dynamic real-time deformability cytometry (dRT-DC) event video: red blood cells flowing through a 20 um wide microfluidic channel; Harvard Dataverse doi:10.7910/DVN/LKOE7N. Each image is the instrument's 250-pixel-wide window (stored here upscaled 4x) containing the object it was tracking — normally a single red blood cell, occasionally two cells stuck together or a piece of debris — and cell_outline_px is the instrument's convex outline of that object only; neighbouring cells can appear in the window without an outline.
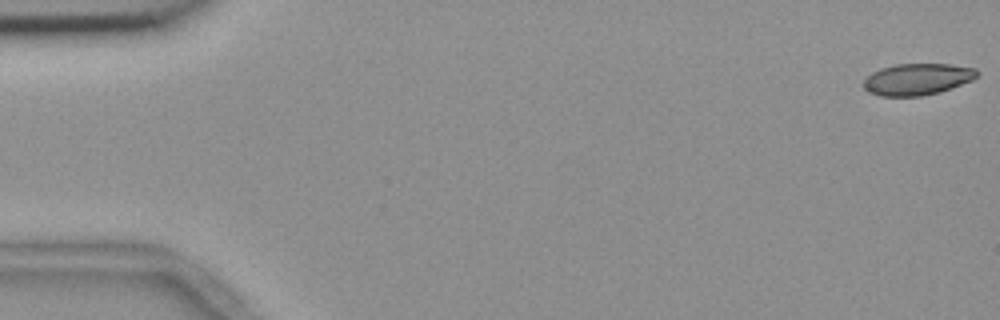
{"species": "common noctule bat (a hibernating species)", "species_latin": "Nyctalus noctula", "temperature_condition": "room temperature", "stored_images_in_passage": 7, "camera_frame_rate_fps": 3000, "um_per_image_px": 0.085, "animal": {"sex": "female", "body_mass_g": 18.4}, "frame": {"image": 1, "passage_image": 1, "time_ms": 0.0, "image_size_px": [1000, 320], "cell_outline_px": [[980, 72], [972, 80], [940, 92], [920, 96], [880, 96], [868, 92], [864, 88], [864, 80], [872, 72], [880, 68], [896, 64], [948, 64], [976, 68]], "centroid_in_image_um": [77.97, 6.73], "position_along_channel_um": 7.0, "area_um2": 20.87}}
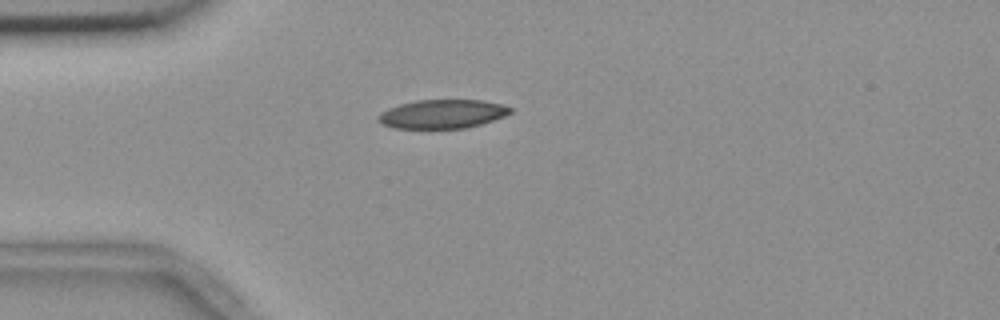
{"frame": {"image": 2, "passage_image": 5, "time_ms": 1.333, "image_size_px": [1000, 320], "cell_outline_px": [[512, 112], [504, 116], [480, 124], [464, 128], [392, 128], [376, 120], [376, 116], [380, 112], [388, 108], [400, 104], [416, 100], [484, 100], [500, 104], [512, 108]], "centroid_in_image_um": [37.56, 9.68], "position_along_channel_um": 47.4, "area_um2": 22.14}}